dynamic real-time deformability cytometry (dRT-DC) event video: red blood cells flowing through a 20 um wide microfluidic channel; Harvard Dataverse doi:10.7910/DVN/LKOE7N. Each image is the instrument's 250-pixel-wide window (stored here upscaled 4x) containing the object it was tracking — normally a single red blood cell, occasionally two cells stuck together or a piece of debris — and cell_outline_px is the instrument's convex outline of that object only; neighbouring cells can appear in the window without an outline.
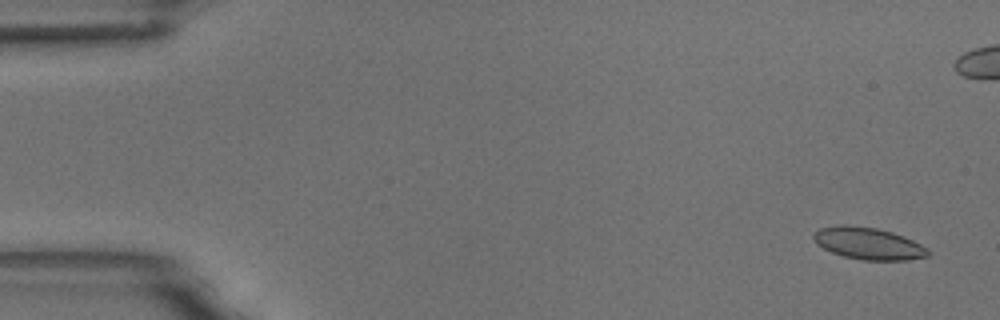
{"species": "common noctule bat (a hibernating species)", "species_latin": "Nyctalus noctula", "temperature_condition": "room temperature", "stored_images_in_passage": 56, "camera_frame_rate_fps": 3000, "um_per_image_px": 0.085, "animal": {"sex": "male", "body_mass_g": 18.8}, "frame": {"image": 1, "passage_image": 3, "time_ms": 0.667, "image_size_px": [1000, 320], "cell_outline_px": [[932, 252], [928, 256], [908, 260], [860, 260], [844, 256], [832, 252], [816, 244], [812, 236], [812, 232], [820, 228], [836, 224], [848, 224], [876, 228], [892, 232], [904, 236], [928, 248]], "centroid_in_image_um": [73.79, 20.68], "position_along_channel_um": 11.2, "area_um2": 21.62}}
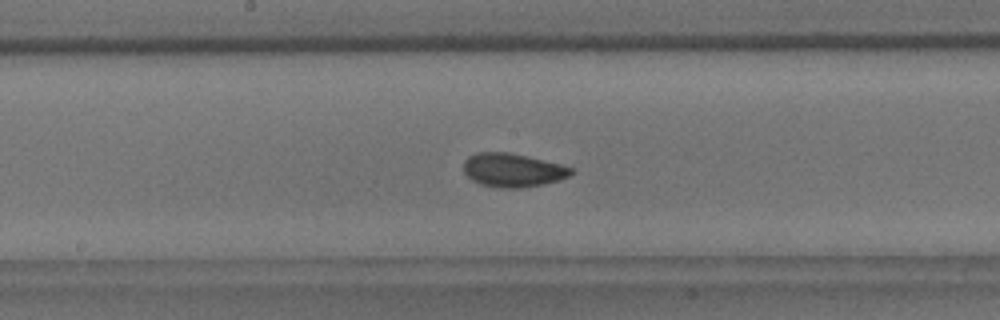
{"frame": {"image": 2, "passage_image": 29, "time_ms": 9.333, "image_size_px": [1000, 320], "cell_outline_px": [[576, 172], [560, 180], [544, 184], [520, 188], [496, 188], [480, 184], [472, 180], [464, 172], [464, 160], [468, 156], [480, 152], [508, 152], [560, 164], [572, 168]], "centroid_in_image_um": [43.58, 14.47], "position_along_channel_um": 204.6, "area_um2": 21.1}}
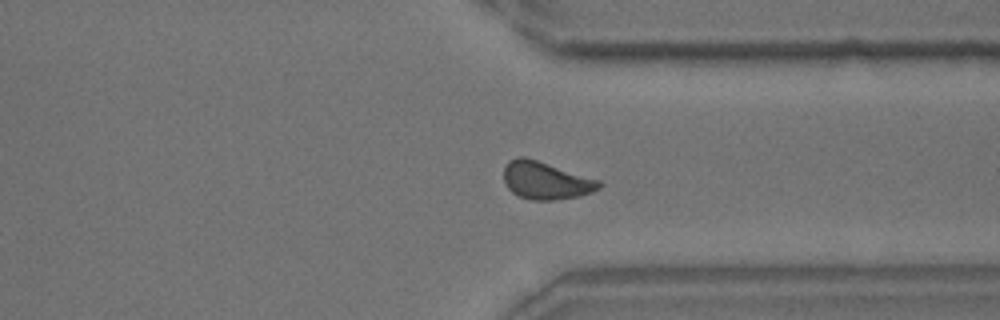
{"frame": {"image": 3, "passage_image": 42, "time_ms": 13.667, "image_size_px": [1000, 320], "cell_outline_px": [[604, 184], [600, 188], [592, 192], [580, 196], [556, 200], [532, 200], [520, 196], [512, 192], [508, 188], [504, 180], [504, 164], [508, 160], [516, 156], [524, 156], [600, 180]], "centroid_in_image_um": [46.39, 15.33], "position_along_channel_um": 365.0, "area_um2": 21.04}, "authors_computed_cell_mechanics": {"area_um2": 20.6346, "velocity_mm_per_s": 3.7055, "shape_relaxation_time_tau1_ms": 9.7088, "shape_relaxation_time_tau2_ms": 1.4293, "deformation_change_tau1": 0.1273, "deformation_change_tau2": 0.0623}}